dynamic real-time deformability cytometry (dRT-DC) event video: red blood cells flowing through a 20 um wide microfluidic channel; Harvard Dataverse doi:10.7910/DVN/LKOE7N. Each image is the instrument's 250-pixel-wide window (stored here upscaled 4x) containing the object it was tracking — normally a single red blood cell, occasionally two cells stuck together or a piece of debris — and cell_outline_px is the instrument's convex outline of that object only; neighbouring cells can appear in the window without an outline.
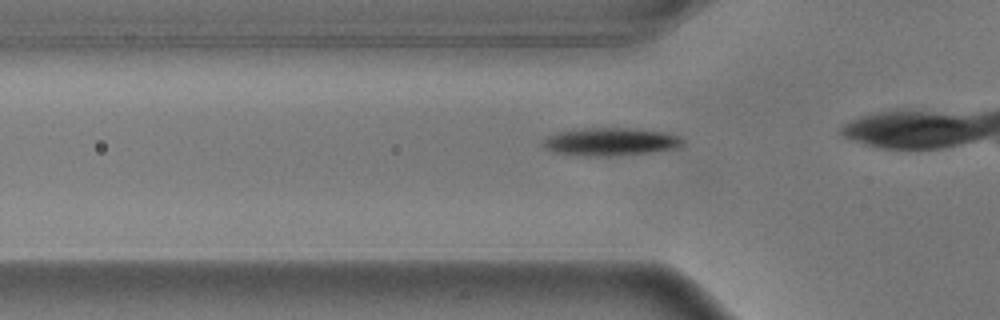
{"species": "common noctule bat (a hibernating species)", "species_latin": "Nyctalus noctula", "temperature_condition": "warm", "stored_images_in_passage": 9, "camera_frame_rate_fps": 3000, "um_per_image_px": 0.085, "animal": {"sex": "male", "body_mass_g": 17.9}, "frame": {"image": 1, "passage_image": 4, "time_ms": 1.0, "image_size_px": [1000, 320], "cell_outline_px": [[684, 144], [676, 148], [648, 152], [608, 156], [584, 156], [552, 152], [544, 148], [540, 144], [548, 136], [572, 128], [636, 128], [664, 132], [680, 136], [684, 140]], "centroid_in_image_um": [51.86, 12.04], "position_along_channel_um": 73.9, "area_um2": 22.89}}
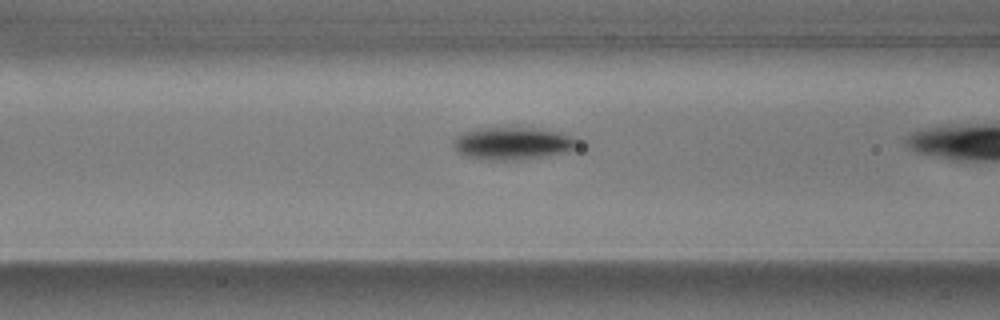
{"frame": {"image": 2, "passage_image": 8, "time_ms": 2.333, "image_size_px": [1000, 320], "cell_outline_px": [[584, 144], [576, 148], [560, 152], [540, 156], [516, 160], [480, 160], [464, 156], [456, 152], [452, 148], [452, 140], [456, 136], [464, 132], [480, 128], [536, 128], [556, 132], [584, 140]], "centroid_in_image_um": [43.53, 12.19], "position_along_channel_um": 123.1, "area_um2": 23.7}}